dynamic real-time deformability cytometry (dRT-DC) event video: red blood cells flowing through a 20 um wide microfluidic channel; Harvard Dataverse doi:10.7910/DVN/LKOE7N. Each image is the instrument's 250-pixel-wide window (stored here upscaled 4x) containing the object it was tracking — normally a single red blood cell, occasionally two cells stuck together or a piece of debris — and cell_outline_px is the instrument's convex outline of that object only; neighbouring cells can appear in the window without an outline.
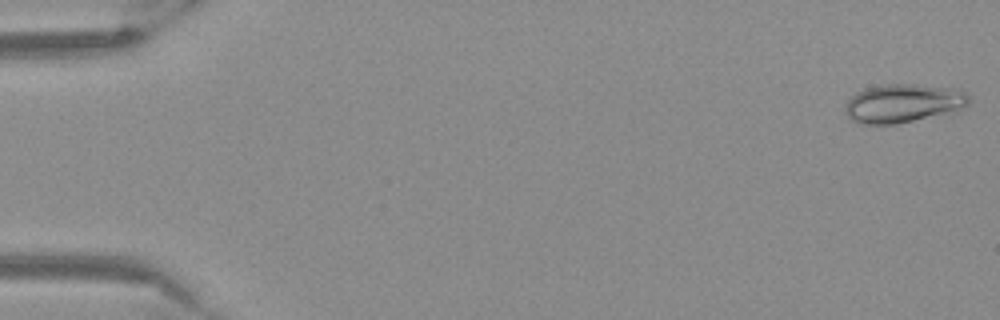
{"species": "Egyptian fruit bat (a non-hibernating species)", "species_latin": "Rousettus aegyptiacus", "temperature_condition": "warm", "stored_images_in_passage": 53, "camera_frame_rate_fps": 3000, "um_per_image_px": 0.085, "frame": {"image": 1, "passage_image": 1, "time_ms": 0.0, "image_size_px": [1000, 320], "cell_outline_px": [[968, 104], [960, 112], [896, 124], [860, 124], [852, 120], [848, 116], [844, 108], [844, 104], [856, 92], [868, 88], [888, 84], [908, 84], [960, 88], [968, 92]], "centroid_in_image_um": [76.85, 8.79], "position_along_channel_um": 8.2, "area_um2": 28.38}}
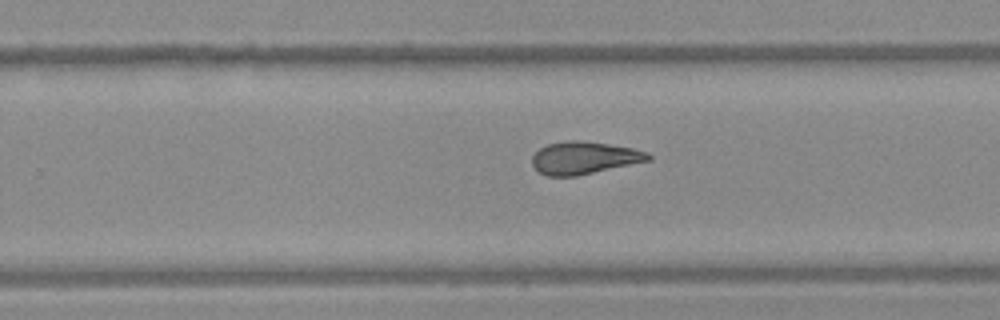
{"frame": {"image": 2, "passage_image": 34, "time_ms": 11.0, "image_size_px": [1000, 320], "cell_outline_px": [[652, 160], [576, 176], [548, 176], [540, 172], [532, 164], [532, 156], [540, 148], [548, 144], [568, 140], [576, 140], [608, 144], [632, 148], [648, 152], [652, 156]], "centroid_in_image_um": [49.67, 13.42], "position_along_channel_um": 280.1, "area_um2": 21.85}}
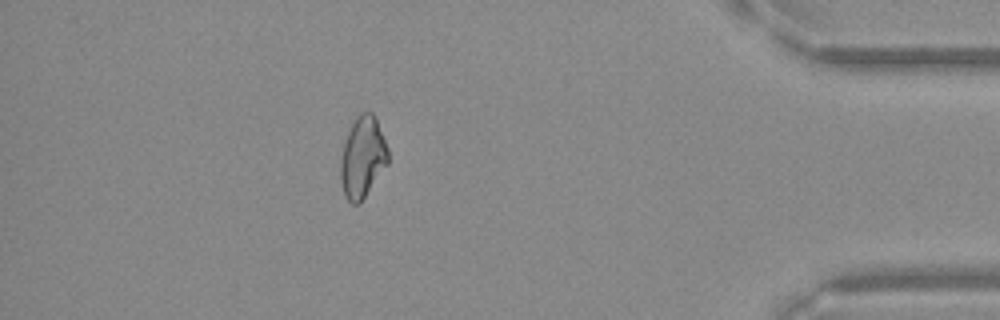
{"frame": {"image": 3, "passage_image": 47, "time_ms": 15.333, "image_size_px": [1000, 320], "cell_outline_px": [[388, 164], [360, 204], [352, 204], [344, 196], [340, 180], [340, 160], [344, 144], [348, 132], [356, 116], [360, 112], [372, 112], [376, 116], [388, 148]], "centroid_in_image_um": [30.82, 13.38], "position_along_channel_um": 404.4, "area_um2": 22.72}}